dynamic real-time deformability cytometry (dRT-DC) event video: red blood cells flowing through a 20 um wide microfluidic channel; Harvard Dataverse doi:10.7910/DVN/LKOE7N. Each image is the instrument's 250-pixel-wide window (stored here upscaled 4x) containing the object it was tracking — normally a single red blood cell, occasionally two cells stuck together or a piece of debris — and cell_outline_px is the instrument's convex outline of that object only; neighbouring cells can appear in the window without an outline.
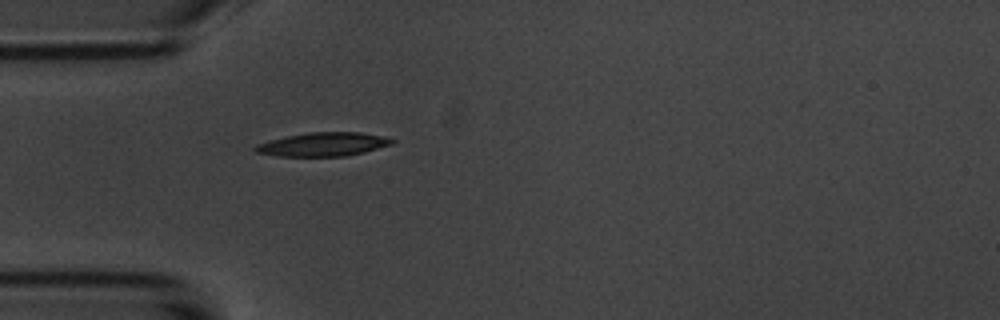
{"species": "common noctule bat (a hibernating species)", "species_latin": "Nyctalus noctula", "temperature_condition": "room temperature", "stored_images_in_passage": 1, "camera_frame_rate_fps": 3000, "um_per_image_px": 0.085, "animal": {"sex": "male", "body_mass_g": 20.1, "forearm_length_mm": 53.5}, "frame": {"image": 1, "passage_image": 1, "time_ms": 0.0, "image_size_px": [1000, 320], "cell_outline_px": [[396, 140], [392, 144], [364, 152], [348, 156], [280, 156], [256, 152], [252, 148], [256, 144], [268, 140], [308, 132], [360, 132], [380, 136]], "centroid_in_image_um": [27.44, 12.27], "position_along_channel_um": 57.6, "area_um2": 18.79}}